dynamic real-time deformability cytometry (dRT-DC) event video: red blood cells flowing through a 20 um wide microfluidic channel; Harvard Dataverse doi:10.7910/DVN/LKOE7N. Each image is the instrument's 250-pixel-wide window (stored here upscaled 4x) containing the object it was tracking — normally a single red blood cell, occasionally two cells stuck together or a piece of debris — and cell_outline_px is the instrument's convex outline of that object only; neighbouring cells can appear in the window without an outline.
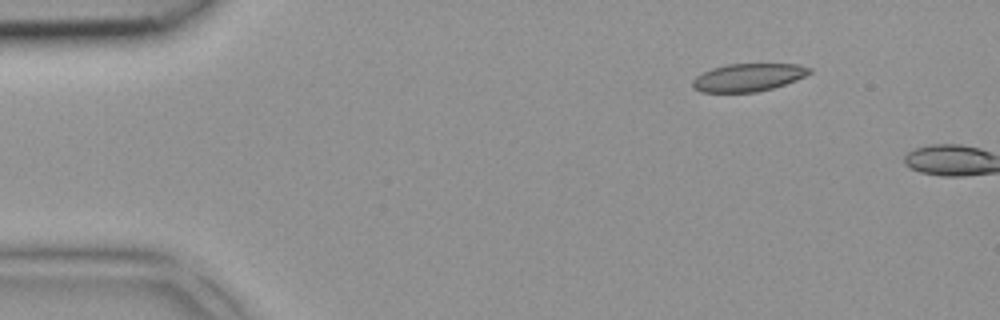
{"species": "common noctule bat (a hibernating species)", "species_latin": "Nyctalus noctula", "temperature_condition": "room temperature", "stored_images_in_passage": 4, "segment_of_instrument_passage": [2, 2], "camera_frame_rate_fps": 3000, "um_per_image_px": 0.085, "animal": {"sex": "female", "body_mass_g": 18.4}, "frame": {"image": 1, "passage_image": 4, "time_ms": 1.0, "image_size_px": [1000, 320], "cell_outline_px": [[812, 72], [796, 80], [772, 88], [756, 92], [700, 92], [692, 88], [692, 80], [696, 76], [712, 68], [728, 64], [800, 64], [812, 68]], "centroid_in_image_um": [63.59, 6.58], "position_along_channel_um": 21.4, "area_um2": 18.96}}